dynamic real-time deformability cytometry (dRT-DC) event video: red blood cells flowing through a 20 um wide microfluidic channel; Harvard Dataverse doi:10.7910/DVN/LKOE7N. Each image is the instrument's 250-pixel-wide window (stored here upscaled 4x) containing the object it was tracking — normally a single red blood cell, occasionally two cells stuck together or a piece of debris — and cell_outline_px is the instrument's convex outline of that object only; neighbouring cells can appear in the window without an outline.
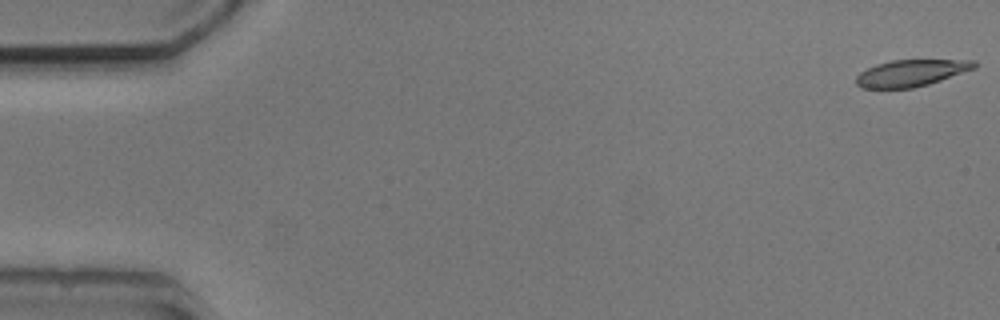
{"species": "common noctule bat (a hibernating species)", "species_latin": "Nyctalus noctula", "temperature_condition": "cold", "stored_images_in_passage": 5, "camera_frame_rate_fps": 3000, "um_per_image_px": 0.085, "animal": {"sex": "male", "body_mass_g": 20.5, "forearm_length_mm": 52.5}, "frame": {"image": 1, "passage_image": 1, "time_ms": 0.0, "image_size_px": [1000, 320], "cell_outline_px": [[976, 68], [928, 84], [912, 88], [860, 88], [856, 84], [856, 76], [860, 72], [876, 64], [892, 60], [976, 60]], "centroid_in_image_um": [77.43, 6.2], "position_along_channel_um": 7.6, "area_um2": 18.26}}
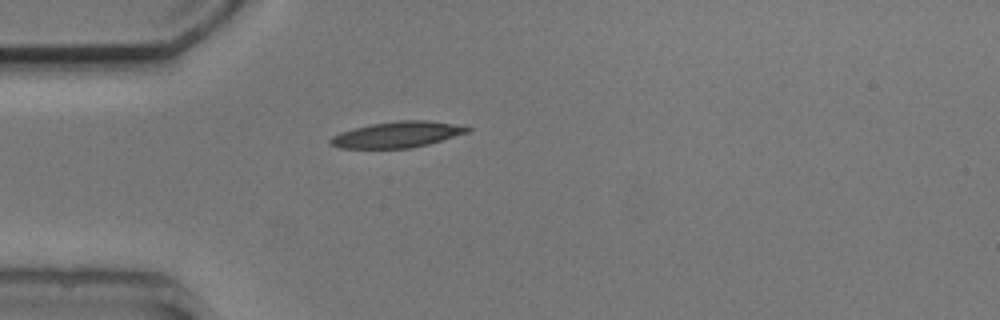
{"frame": {"image": 2, "passage_image": 5, "time_ms": 4.667, "image_size_px": [1000, 320], "cell_outline_px": [[472, 128], [468, 132], [428, 144], [408, 148], [340, 148], [328, 144], [328, 140], [332, 136], [340, 132], [352, 128], [372, 124], [396, 120], [428, 120], [452, 124]], "centroid_in_image_um": [33.69, 11.43], "position_along_channel_um": 51.3, "area_um2": 20.63}}